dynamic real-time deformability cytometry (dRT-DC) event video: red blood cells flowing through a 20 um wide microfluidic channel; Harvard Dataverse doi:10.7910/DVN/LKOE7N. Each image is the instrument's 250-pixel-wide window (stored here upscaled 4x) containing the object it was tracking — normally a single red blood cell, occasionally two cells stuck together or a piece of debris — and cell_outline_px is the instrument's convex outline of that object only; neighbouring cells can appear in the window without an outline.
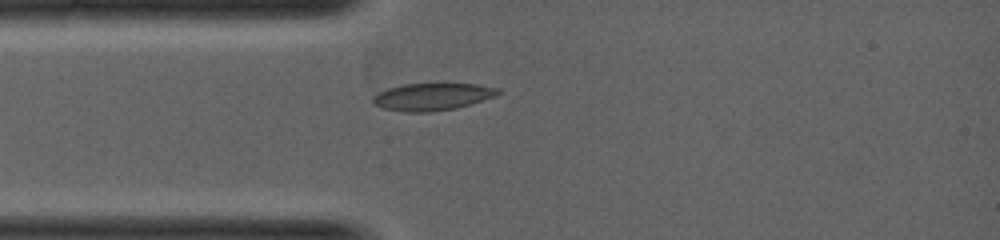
{"species": "common noctule bat (a hibernating species)", "species_latin": "Nyctalus noctula", "temperature_condition": "warm", "stored_images_in_passage": 2, "camera_frame_rate_fps": 5000, "um_per_image_px": 0.085, "animal": {"sex": "female", "body_mass_g": 19.0, "forearm_length_mm": 53.3}, "frame": {"image": 1, "passage_image": 2, "time_ms": 1.2, "image_size_px": [1000, 240], "cell_outline_px": [[500, 92], [496, 96], [456, 108], [432, 112], [404, 112], [384, 108], [372, 104], [372, 96], [388, 88], [404, 84], [476, 84], [496, 88]], "centroid_in_image_um": [36.7, 8.23], "position_along_channel_um": 48.3, "area_um2": 19.71}}